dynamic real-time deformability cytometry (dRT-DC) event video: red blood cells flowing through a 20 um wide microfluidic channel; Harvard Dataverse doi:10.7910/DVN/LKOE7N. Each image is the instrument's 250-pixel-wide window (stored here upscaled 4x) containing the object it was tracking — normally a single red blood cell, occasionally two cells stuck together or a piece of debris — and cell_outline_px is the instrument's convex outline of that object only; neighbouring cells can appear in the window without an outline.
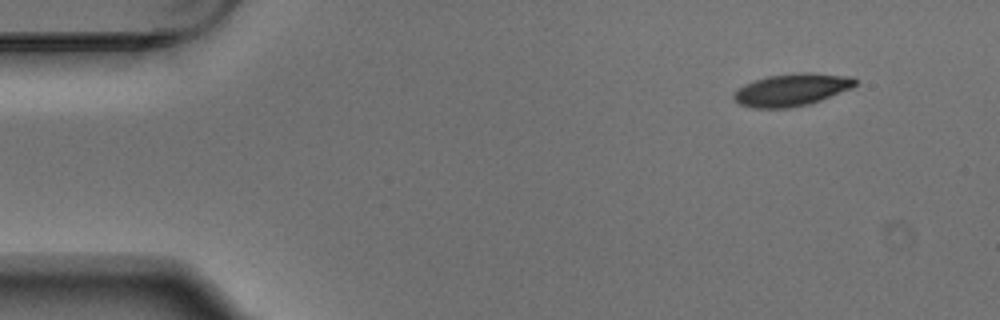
{"species": "Egyptian fruit bat (a non-hibernating species)", "species_latin": "Rousettus aegyptiacus", "temperature_condition": "warm", "stored_images_in_passage": 9, "camera_frame_rate_fps": 3000, "um_per_image_px": 0.085, "animal": {"sex": "male"}, "frame": {"image": 1, "passage_image": 1, "time_ms": 0.0, "image_size_px": [1000, 320], "cell_outline_px": [[856, 84], [852, 88], [820, 100], [808, 104], [788, 108], [752, 108], [740, 104], [732, 96], [744, 84], [768, 76], [800, 72], [808, 72], [856, 76]], "centroid_in_image_um": [67.34, 7.62], "position_along_channel_um": 17.7, "area_um2": 22.83}}
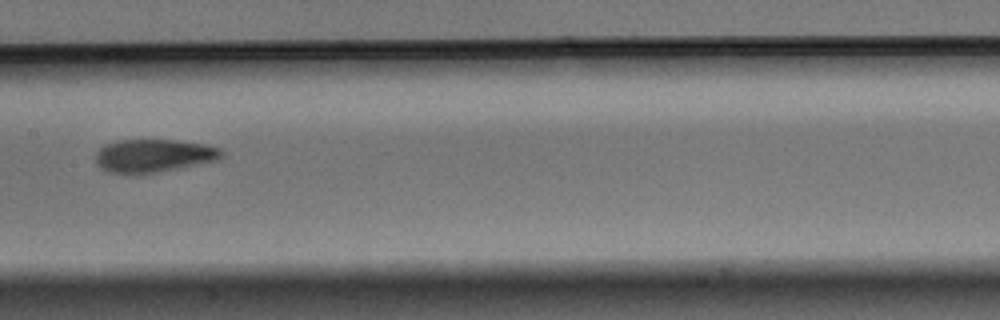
{"frame": {"image": 2, "passage_image": 7, "time_ms": 2.0, "image_size_px": [1000, 320], "cell_outline_px": [[224, 156], [216, 160], [180, 168], [136, 176], [108, 172], [100, 168], [96, 164], [96, 152], [104, 144], [120, 140], [176, 140], [204, 144], [220, 148], [224, 152]], "centroid_in_image_um": [13.02, 13.26], "position_along_channel_um": 194.4, "area_um2": 24.74}}
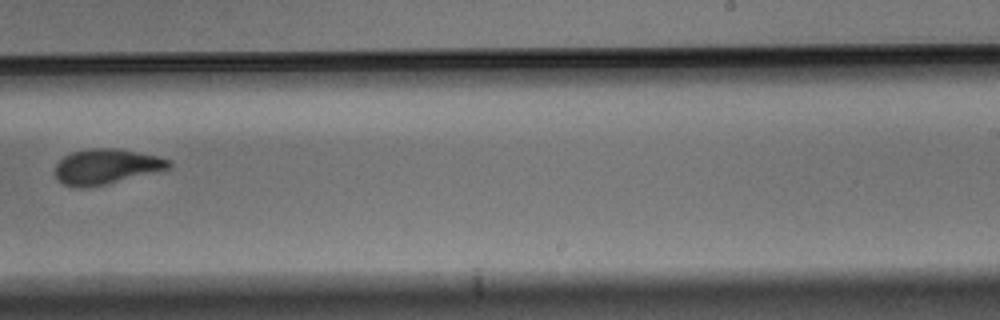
{"frame": {"image": 3, "passage_image": 9, "time_ms": 2.667, "image_size_px": [1000, 320], "cell_outline_px": [[172, 168], [88, 188], [76, 188], [64, 184], [56, 180], [52, 172], [56, 164], [64, 156], [72, 152], [88, 148], [116, 148], [156, 156], [172, 160]], "centroid_in_image_um": [8.98, 14.16], "position_along_channel_um": 280.0, "area_um2": 23.58}}